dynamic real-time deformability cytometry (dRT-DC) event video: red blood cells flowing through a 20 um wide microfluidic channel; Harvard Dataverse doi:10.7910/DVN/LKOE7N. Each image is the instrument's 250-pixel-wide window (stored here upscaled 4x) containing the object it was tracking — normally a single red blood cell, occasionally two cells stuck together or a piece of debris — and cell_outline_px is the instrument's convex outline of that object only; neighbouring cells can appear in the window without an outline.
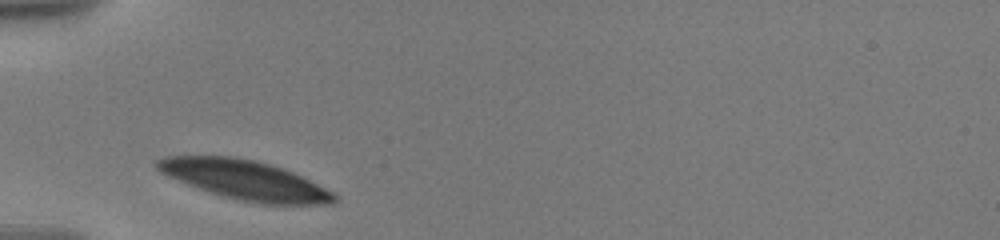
{"species": "human", "species_latin": "Homo sapiens", "temperature_condition": "warm", "stored_images_in_passage": 22, "camera_frame_rate_fps": 3000, "um_per_image_px": 0.085, "donor": {"sex": "male"}, "frame": {"image": 1, "passage_image": 1, "time_ms": 0.0, "image_size_px": [1000, 240], "cell_outline_px": [[340, 200], [336, 204], [260, 204], [240, 200], [224, 196], [188, 184], [168, 176], [160, 172], [156, 168], [156, 160], [164, 156], [232, 156], [256, 160], [284, 168], [340, 196]], "centroid_in_image_um": [20.85, 15.3], "position_along_channel_um": 64.1, "area_um2": 40.34}}
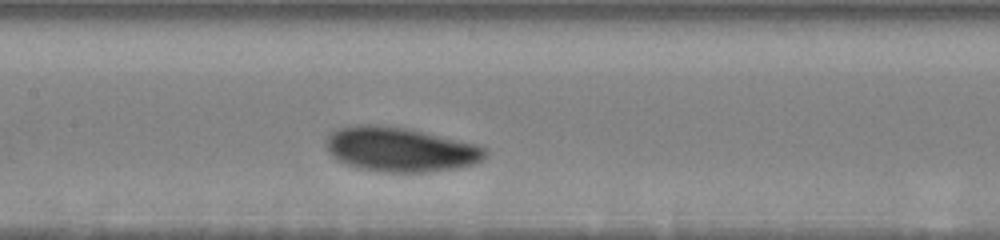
{"frame": {"image": 2, "passage_image": 10, "time_ms": 3.333, "image_size_px": [1000, 240], "cell_outline_px": [[488, 156], [484, 160], [476, 164], [456, 168], [428, 172], [376, 172], [356, 168], [336, 160], [324, 148], [324, 140], [328, 132], [340, 128], [360, 124], [376, 124], [404, 128], [476, 144], [488, 148]], "centroid_in_image_um": [33.98, 12.72], "position_along_channel_um": 173.4, "area_um2": 41.91}}
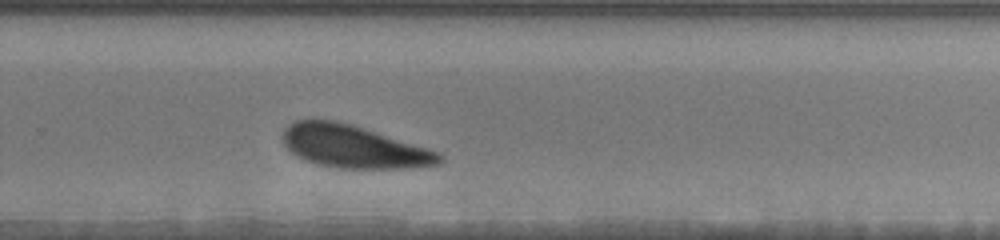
{"frame": {"image": 3, "passage_image": 21, "time_ms": 7.0, "image_size_px": [1000, 240], "cell_outline_px": [[444, 160], [440, 164], [428, 168], [340, 168], [320, 164], [304, 160], [296, 156], [284, 144], [284, 128], [288, 124], [296, 120], [336, 120], [352, 124], [428, 148], [440, 152], [444, 156]], "centroid_in_image_um": [30.14, 12.47], "position_along_channel_um": 299.7, "area_um2": 39.13}}